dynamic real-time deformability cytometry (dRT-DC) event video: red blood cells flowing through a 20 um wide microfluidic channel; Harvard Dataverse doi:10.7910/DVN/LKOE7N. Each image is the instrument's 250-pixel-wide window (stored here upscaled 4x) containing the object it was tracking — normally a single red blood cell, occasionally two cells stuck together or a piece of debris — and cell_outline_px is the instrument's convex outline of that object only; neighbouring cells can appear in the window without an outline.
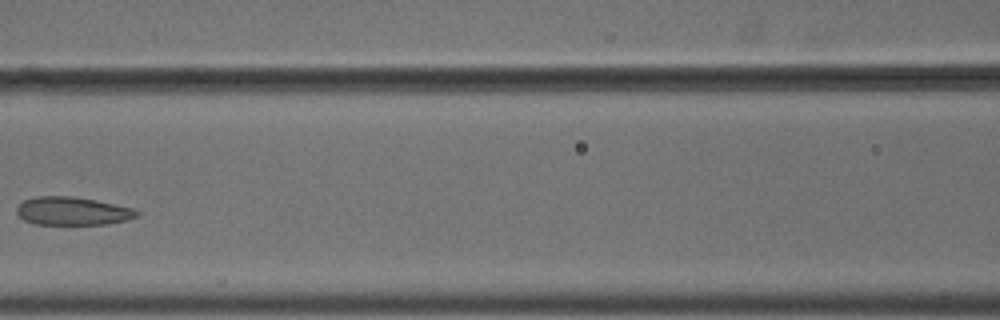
{"species": "common noctule bat (a hibernating species)", "species_latin": "Nyctalus noctula", "temperature_condition": "cold", "stored_images_in_passage": 4, "camera_frame_rate_fps": 3000, "um_per_image_px": 0.085, "animal": {"sex": "male", "body_mass_g": 18.8}, "frame": {"image": 1, "passage_image": 4, "time_ms": 1.0, "image_size_px": [1000, 320], "cell_outline_px": [[140, 212], [136, 216], [124, 220], [104, 224], [32, 224], [24, 220], [16, 212], [16, 208], [24, 200], [36, 196], [72, 196], [96, 200], [132, 208]], "centroid_in_image_um": [6.11, 17.93], "position_along_channel_um": 160.5, "area_um2": 19.54}}